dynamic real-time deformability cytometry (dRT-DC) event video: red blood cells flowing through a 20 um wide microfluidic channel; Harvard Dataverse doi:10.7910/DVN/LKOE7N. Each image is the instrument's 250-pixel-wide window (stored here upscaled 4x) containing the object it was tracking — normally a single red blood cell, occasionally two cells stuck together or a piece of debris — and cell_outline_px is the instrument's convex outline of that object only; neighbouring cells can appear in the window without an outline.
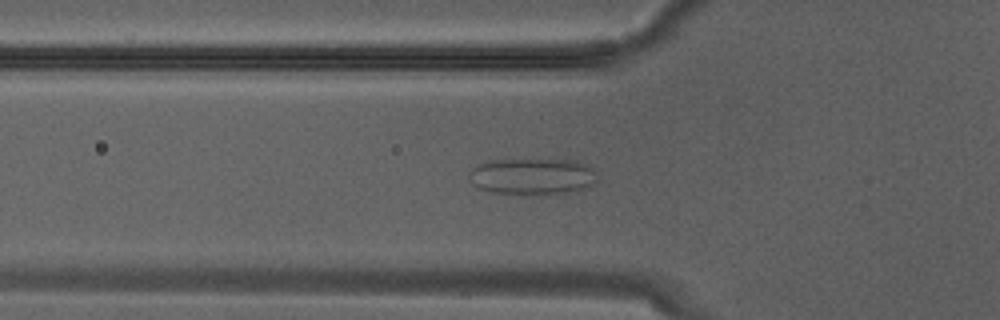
{"species": "Egyptian fruit bat (a non-hibernating species)", "species_latin": "Rousettus aegyptiacus", "temperature_condition": "warm", "stored_images_in_passage": 16, "camera_frame_rate_fps": 3000, "um_per_image_px": 0.085, "animal": {"sex": "male"}, "frame": {"image": 1, "passage_image": 10, "time_ms": 3.0, "image_size_px": [1000, 320], "cell_outline_px": [[596, 184], [584, 188], [564, 192], [492, 192], [480, 188], [472, 184], [468, 180], [468, 172], [472, 168], [488, 160], [576, 160], [588, 164], [596, 168]], "centroid_in_image_um": [45.27, 14.94], "position_along_channel_um": 80.5, "area_um2": 26.7}}
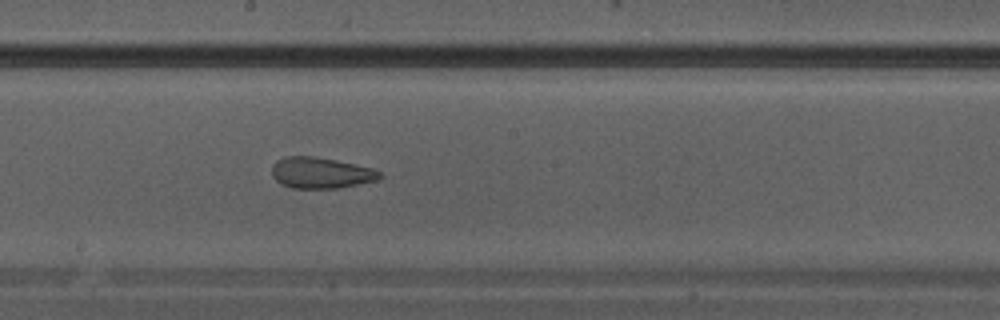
{"frame": {"image": 2, "passage_image": 16, "time_ms": 5.0, "image_size_px": [1000, 320], "cell_outline_px": [[384, 176], [376, 180], [336, 188], [292, 188], [276, 180], [272, 176], [272, 164], [276, 160], [288, 156], [316, 156], [356, 164], [372, 168], [380, 172]], "centroid_in_image_um": [27.26, 14.68], "position_along_channel_um": 220.9, "area_um2": 19.42}}